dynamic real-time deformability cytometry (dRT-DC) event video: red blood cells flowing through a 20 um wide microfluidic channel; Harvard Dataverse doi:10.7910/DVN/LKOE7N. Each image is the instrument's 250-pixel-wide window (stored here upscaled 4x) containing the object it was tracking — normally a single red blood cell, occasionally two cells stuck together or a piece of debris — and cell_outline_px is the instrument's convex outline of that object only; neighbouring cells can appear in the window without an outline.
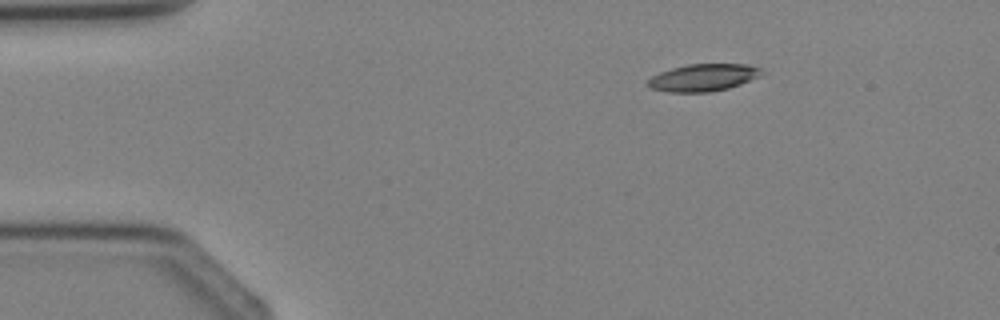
{"species": "Egyptian fruit bat (a non-hibernating species)", "species_latin": "Rousettus aegyptiacus", "temperature_condition": "cold", "stored_images_in_passage": 3, "camera_frame_rate_fps": 3000, "um_per_image_px": 0.085, "animal": {"sex": "female"}, "frame": {"image": 1, "passage_image": 1, "time_ms": 0.0, "image_size_px": [1000, 320], "cell_outline_px": [[764, 72], [760, 76], [740, 84], [728, 88], [708, 92], [668, 92], [648, 88], [644, 84], [652, 76], [660, 72], [672, 68], [688, 64], [748, 64], [764, 68]], "centroid_in_image_um": [59.77, 6.59], "position_along_channel_um": 25.2, "area_um2": 18.26}}